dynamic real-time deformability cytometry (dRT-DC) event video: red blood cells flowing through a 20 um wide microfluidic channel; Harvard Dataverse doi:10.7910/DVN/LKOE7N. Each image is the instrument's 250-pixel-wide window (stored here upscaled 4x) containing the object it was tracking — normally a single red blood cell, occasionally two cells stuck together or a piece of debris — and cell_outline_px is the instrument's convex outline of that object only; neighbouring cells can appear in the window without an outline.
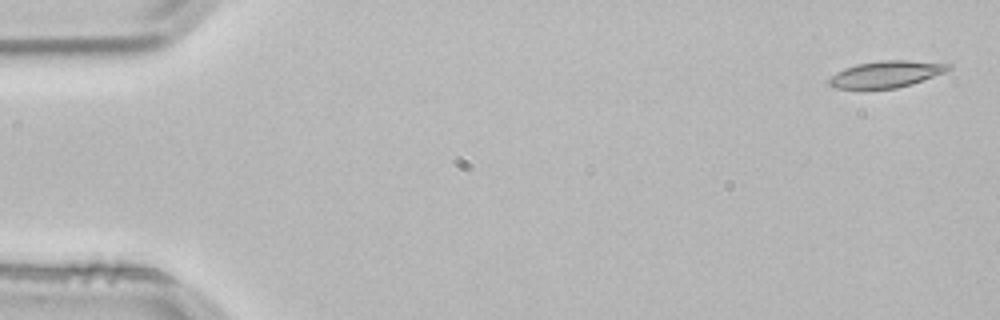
{"species": "common noctule bat (a hibernating species)", "species_latin": "Nyctalus noctula", "temperature_condition": "room temperature", "stored_images_in_passage": 4, "camera_frame_rate_fps": 3000, "um_per_image_px": 0.085, "animal": {"sex": "male", "body_mass_g": 21.5, "forearm_length_mm": 52.0}, "frame": {"image": 1, "passage_image": 1, "time_ms": 0.0, "image_size_px": [1000, 320], "cell_outline_px": [[952, 68], [944, 72], [912, 84], [896, 88], [860, 92], [832, 88], [828, 84], [828, 80], [836, 72], [844, 68], [856, 64], [880, 60], [908, 60], [952, 64]], "centroid_in_image_um": [75.22, 6.35], "position_along_channel_um": 9.8, "area_um2": 19.36}}